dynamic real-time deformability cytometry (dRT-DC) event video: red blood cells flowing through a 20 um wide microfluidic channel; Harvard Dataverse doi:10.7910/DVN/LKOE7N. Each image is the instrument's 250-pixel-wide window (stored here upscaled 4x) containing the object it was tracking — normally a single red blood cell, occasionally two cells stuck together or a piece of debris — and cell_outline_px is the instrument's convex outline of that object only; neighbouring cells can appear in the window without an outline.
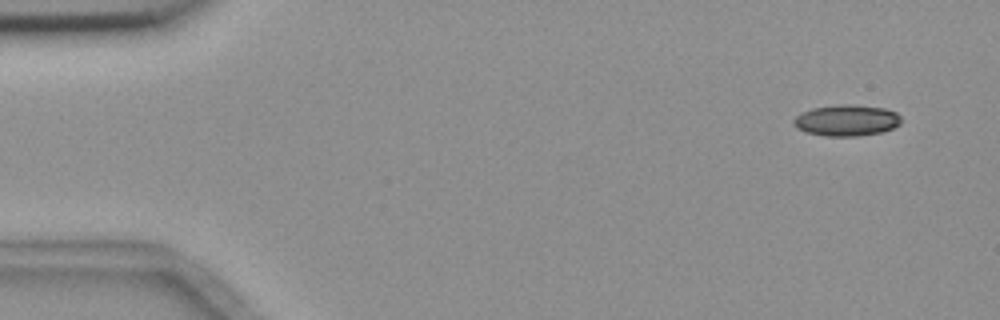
{"species": "common noctule bat (a hibernating species)", "species_latin": "Nyctalus noctula", "temperature_condition": "room temperature", "stored_images_in_passage": 4, "camera_frame_rate_fps": 3000, "um_per_image_px": 0.085, "animal": {"sex": "female", "body_mass_g": 18.4}, "frame": {"image": 1, "passage_image": 1, "time_ms": 0.0, "image_size_px": [1000, 320], "cell_outline_px": [[900, 124], [892, 128], [880, 132], [856, 136], [824, 136], [804, 132], [796, 128], [792, 120], [796, 116], [812, 108], [840, 104], [852, 104], [884, 108], [896, 112], [900, 116]], "centroid_in_image_um": [71.93, 10.23], "position_along_channel_um": 13.1, "area_um2": 19.54}}
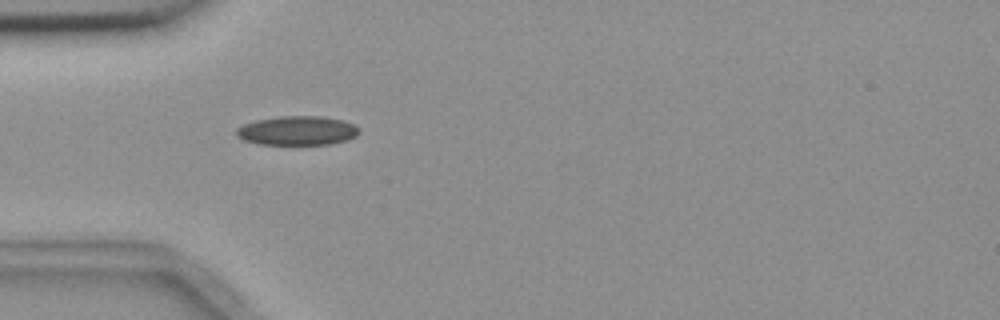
{"frame": {"image": 2, "passage_image": 4, "time_ms": 4.333, "image_size_px": [1000, 320], "cell_outline_px": [[360, 132], [356, 136], [348, 140], [332, 144], [260, 144], [244, 140], [236, 136], [236, 128], [244, 124], [256, 120], [280, 116], [320, 116], [340, 120], [356, 124], [360, 128]], "centroid_in_image_um": [25.3, 11.1], "position_along_channel_um": 59.7, "area_um2": 20.92}}